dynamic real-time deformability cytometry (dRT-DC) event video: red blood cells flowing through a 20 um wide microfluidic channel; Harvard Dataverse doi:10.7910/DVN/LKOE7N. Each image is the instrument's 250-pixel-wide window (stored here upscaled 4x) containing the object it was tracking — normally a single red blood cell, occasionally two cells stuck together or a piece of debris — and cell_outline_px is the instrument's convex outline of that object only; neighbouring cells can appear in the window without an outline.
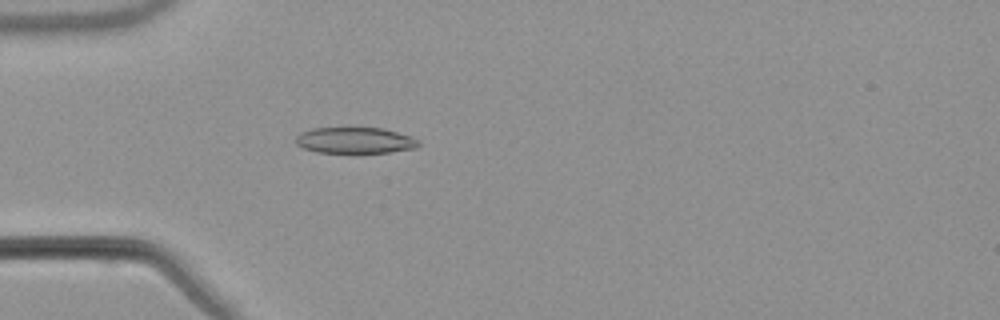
{"species": "common noctule bat (a hibernating species)", "species_latin": "Nyctalus noctula", "temperature_condition": "warm", "stored_images_in_passage": 55, "camera_frame_rate_fps": 3000, "um_per_image_px": 0.085, "animal": {"sex": "male", "body_mass_g": 21.5, "forearm_length_mm": 52.0}, "frame": {"image": 1, "passage_image": 17, "time_ms": 5.333, "image_size_px": [1000, 320], "cell_outline_px": [[420, 144], [416, 148], [388, 152], [316, 152], [304, 148], [296, 144], [296, 136], [300, 132], [312, 128], [384, 128], [412, 136], [420, 140]], "centroid_in_image_um": [30.2, 11.92], "position_along_channel_um": 54.8, "area_um2": 18.67}}
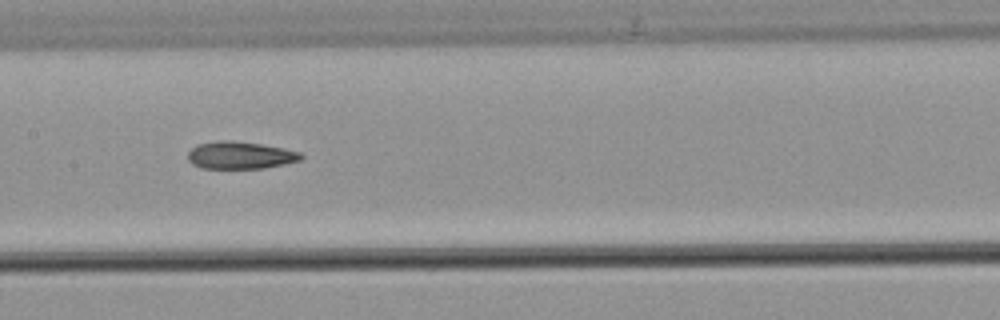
{"frame": {"image": 2, "passage_image": 28, "time_ms": 9.0, "image_size_px": [1000, 320], "cell_outline_px": [[304, 156], [300, 160], [284, 164], [264, 168], [200, 168], [192, 164], [188, 160], [188, 152], [196, 144], [216, 140], [236, 140], [284, 148], [300, 152]], "centroid_in_image_um": [20.39, 13.18], "position_along_channel_um": 187.0, "area_um2": 18.21}}
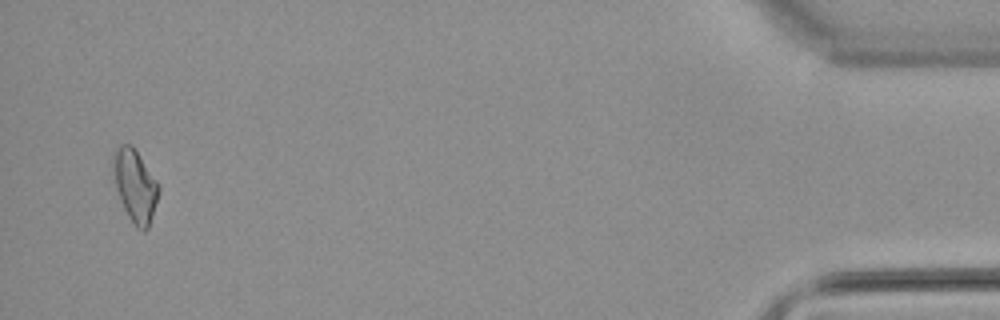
{"frame": {"image": 3, "passage_image": 53, "time_ms": 17.333, "image_size_px": [1000, 320], "cell_outline_px": [[160, 192], [148, 228], [144, 232], [136, 228], [128, 216], [120, 200], [116, 188], [112, 168], [112, 152], [120, 144], [132, 144], [160, 184]], "centroid_in_image_um": [11.48, 15.76], "position_along_channel_um": 423.7, "area_um2": 19.54}, "authors_computed_cell_mechanics": {"area_um2": 18.6116, "velocity_mm_per_s": 3.8328, "shape_relaxation_time_tau1_ms": null, "shape_relaxation_time_tau2_ms": 3.3212, "deformation_change_tau1": null, "deformation_change_tau2": 0.1097}}